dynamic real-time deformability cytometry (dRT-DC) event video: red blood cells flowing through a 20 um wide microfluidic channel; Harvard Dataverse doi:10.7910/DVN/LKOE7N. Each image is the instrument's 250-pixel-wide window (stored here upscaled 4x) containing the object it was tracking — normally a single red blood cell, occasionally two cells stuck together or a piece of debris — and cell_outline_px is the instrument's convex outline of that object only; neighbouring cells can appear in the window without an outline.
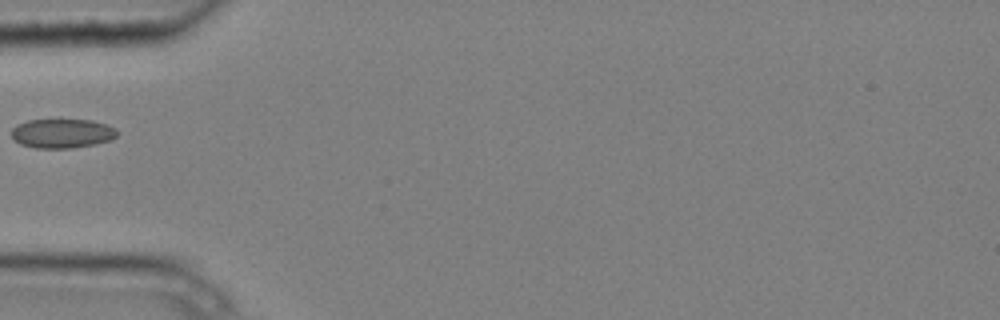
{"species": "common noctule bat (a hibernating species)", "species_latin": "Nyctalus noctula", "temperature_condition": "cold", "stored_images_in_passage": 5, "camera_frame_rate_fps": 3000, "um_per_image_px": 0.085, "animal": {"sex": "male", "body_mass_g": 20.4}, "frame": {"image": 1, "passage_image": 5, "time_ms": 1.333, "image_size_px": [1000, 320], "cell_outline_px": [[120, 132], [116, 136], [108, 140], [96, 144], [72, 148], [36, 148], [20, 144], [12, 136], [12, 128], [16, 124], [28, 120], [92, 120], [108, 124], [116, 128]], "centroid_in_image_um": [5.31, 11.33], "position_along_channel_um": 79.7, "area_um2": 18.09}}